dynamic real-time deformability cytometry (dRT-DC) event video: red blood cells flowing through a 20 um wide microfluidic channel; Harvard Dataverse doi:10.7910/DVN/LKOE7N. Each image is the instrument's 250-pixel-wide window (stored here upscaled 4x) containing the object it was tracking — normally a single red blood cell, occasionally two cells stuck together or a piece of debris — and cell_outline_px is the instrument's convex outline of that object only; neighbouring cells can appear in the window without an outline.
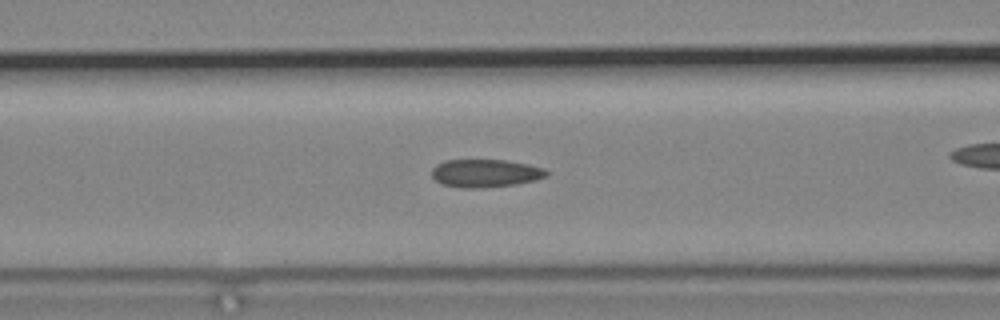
{"species": "common noctule bat (a hibernating species)", "species_latin": "Nyctalus noctula", "temperature_condition": "cold", "stored_images_in_passage": 27, "camera_frame_rate_fps": 3000, "um_per_image_px": 0.085, "animal": {"sex": "male", "body_mass_g": 19.2, "forearm_length_mm": 51.8}, "frame": {"image": 1, "passage_image": 5, "time_ms": 1.333, "image_size_px": [1000, 320], "cell_outline_px": [[548, 176], [536, 180], [516, 184], [484, 188], [460, 188], [440, 184], [432, 176], [432, 168], [436, 164], [444, 160], [508, 160], [528, 164], [544, 168], [548, 172]], "centroid_in_image_um": [41.25, 14.73], "position_along_channel_um": 125.3, "area_um2": 18.96}}
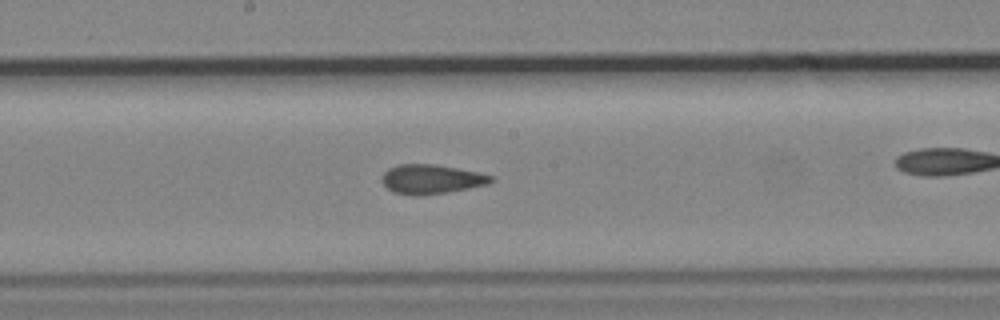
{"frame": {"image": 2, "passage_image": 12, "time_ms": 3.667, "image_size_px": [1000, 320], "cell_outline_px": [[496, 180], [488, 184], [468, 188], [420, 196], [416, 196], [392, 192], [380, 180], [380, 176], [388, 168], [396, 164], [436, 164], [476, 172], [492, 176]], "centroid_in_image_um": [36.61, 15.22], "position_along_channel_um": 211.6, "area_um2": 18.67}}
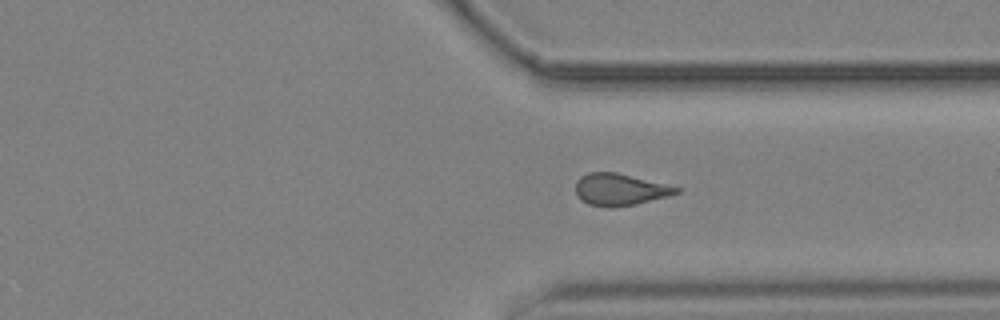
{"frame": {"image": 3, "passage_image": 24, "time_ms": 7.667, "image_size_px": [1000, 320], "cell_outline_px": [[680, 192], [668, 196], [636, 204], [608, 208], [588, 204], [580, 200], [576, 196], [576, 180], [580, 176], [588, 172], [616, 172], [680, 188]], "centroid_in_image_um": [52.63, 16.12], "position_along_channel_um": 358.8, "area_um2": 18.67}}